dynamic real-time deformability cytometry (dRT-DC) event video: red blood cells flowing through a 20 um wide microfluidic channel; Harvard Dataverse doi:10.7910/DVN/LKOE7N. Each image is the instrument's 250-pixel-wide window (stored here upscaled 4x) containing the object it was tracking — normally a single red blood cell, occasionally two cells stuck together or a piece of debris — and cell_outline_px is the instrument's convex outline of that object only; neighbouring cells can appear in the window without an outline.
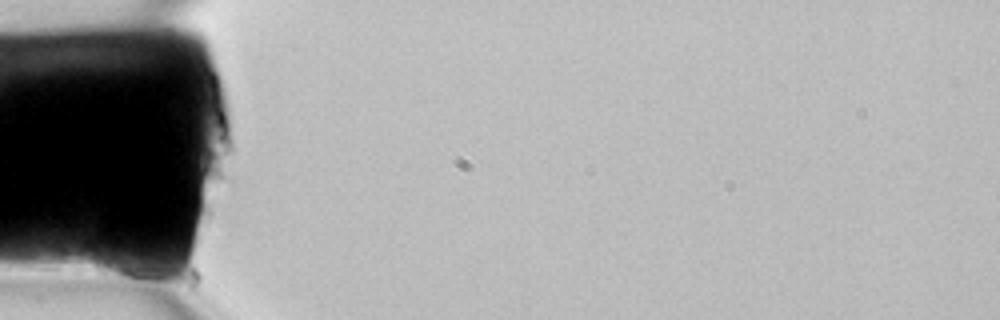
{"species": "common noctule bat (a hibernating species)", "species_latin": "Nyctalus noctula", "temperature_condition": "room temperature", "stored_images_in_passage": 5, "camera_frame_rate_fps": 3000, "um_per_image_px": 0.085, "animal": {"sex": "female", "body_mass_g": 22.7, "forearm_length_mm": 54.2}, "frame": {"image": 1, "passage_image": 1, "time_ms": 0.0, "image_size_px": [1000, 320], "cell_outline_px": [[160, 288], [144, 288], [96, 272], [92, 264], [92, 256], [96, 240], [140, 256], [160, 276]], "centroid_in_image_um": [10.53, 22.63], "position_along_channel_um": 74.5, "area_um2": 13.7}}